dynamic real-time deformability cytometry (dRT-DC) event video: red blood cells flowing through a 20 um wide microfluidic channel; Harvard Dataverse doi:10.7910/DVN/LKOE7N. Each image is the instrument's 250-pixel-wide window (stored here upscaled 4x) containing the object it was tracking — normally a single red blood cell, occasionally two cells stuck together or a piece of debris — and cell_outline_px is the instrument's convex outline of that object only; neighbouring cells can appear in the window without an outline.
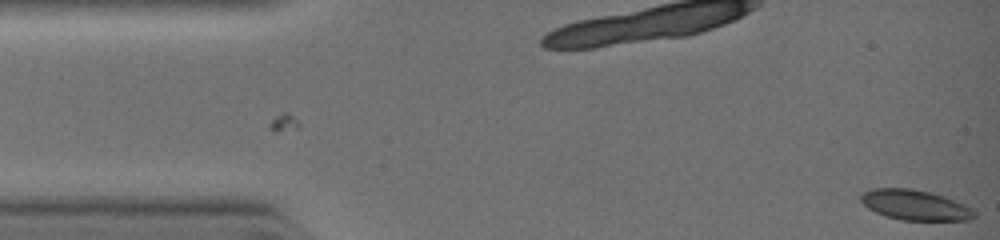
{"species": "common noctule bat (a hibernating species)", "species_latin": "Nyctalus noctula", "temperature_condition": "warm", "stored_images_in_passage": 8, "camera_frame_rate_fps": 3000, "um_per_image_px": 0.085, "animal": {"sex": "female", "body_mass_g": 19.0, "forearm_length_mm": 51.5}, "frame": {"image": 1, "passage_image": 1, "time_ms": 0.0, "image_size_px": [1000, 240], "cell_outline_px": [[976, 216], [972, 220], [900, 220], [884, 216], [868, 208], [860, 200], [860, 196], [864, 192], [872, 188], [912, 188], [944, 196], [964, 204], [972, 208], [976, 212]], "centroid_in_image_um": [77.79, 17.43], "position_along_channel_um": 7.2, "area_um2": 20.06}}